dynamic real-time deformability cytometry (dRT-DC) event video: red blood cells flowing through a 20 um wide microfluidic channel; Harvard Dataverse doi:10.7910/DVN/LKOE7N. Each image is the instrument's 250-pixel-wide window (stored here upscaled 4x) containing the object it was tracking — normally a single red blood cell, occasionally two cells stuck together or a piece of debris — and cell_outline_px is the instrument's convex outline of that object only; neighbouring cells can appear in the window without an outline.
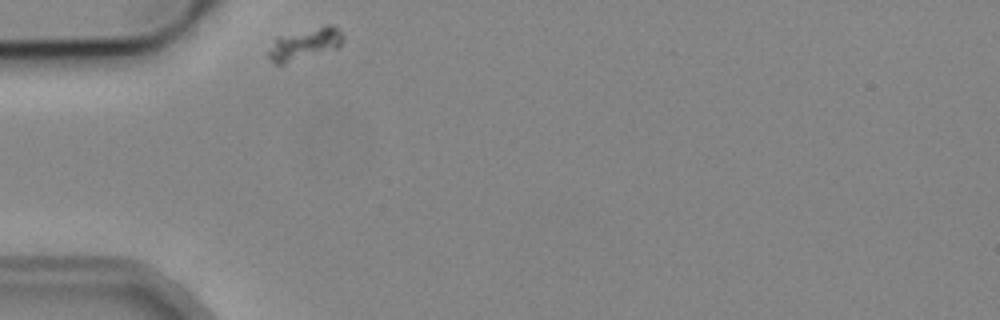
{"species": "common noctule bat (a hibernating species)", "species_latin": "Nyctalus noctula", "temperature_condition": "cold", "stored_images_in_passage": 1, "camera_frame_rate_fps": 3000, "um_per_image_px": 0.085, "animal": {"sex": "male", "body_mass_g": 19.2, "forearm_length_mm": 51.8}, "frame": {"image": 1, "passage_image": 1, "time_ms": 0.0, "image_size_px": [1000, 320], "cell_outline_px": [[344, 40], [336, 48], [284, 64], [276, 64], [268, 56], [268, 52], [276, 40], [280, 36], [324, 24], [332, 24], [344, 36]], "centroid_in_image_um": [25.94, 3.71], "position_along_channel_um": 59.1, "area_um2": 13.47}}